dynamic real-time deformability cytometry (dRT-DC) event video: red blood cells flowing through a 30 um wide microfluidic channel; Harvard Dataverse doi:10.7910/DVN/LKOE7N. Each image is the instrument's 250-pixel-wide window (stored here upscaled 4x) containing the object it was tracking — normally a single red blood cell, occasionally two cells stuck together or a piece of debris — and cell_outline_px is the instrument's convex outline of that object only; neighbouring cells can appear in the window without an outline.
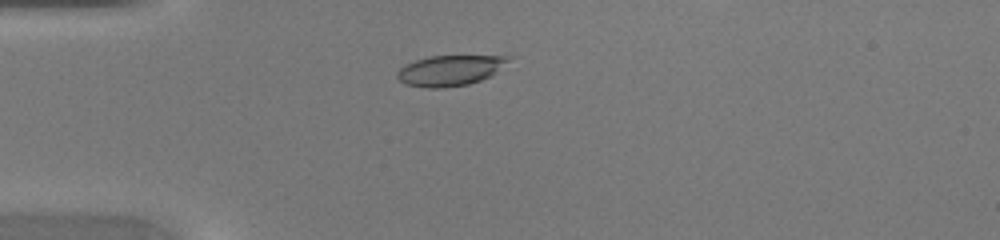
{"species": "common noctule bat (a hibernating species)", "species_latin": "Nyctalus noctula", "temperature_condition": "warm", "stored_images_in_passage": 31, "camera_frame_rate_fps": 3000, "um_per_image_px": 0.085, "animal": {"sex": "female", "body_mass_g": 20.0, "forearm_length_mm": 54.0}, "frame": {"image": 1, "passage_image": 1, "time_ms": 0.0, "image_size_px": [1000, 240], "cell_outline_px": [[512, 56], [496, 72], [480, 80], [468, 84], [444, 88], [424, 88], [404, 84], [396, 76], [396, 72], [404, 64], [428, 56]], "centroid_in_image_um": [38.17, 6.0], "position_along_channel_um": 46.8, "area_um2": 19.65}}
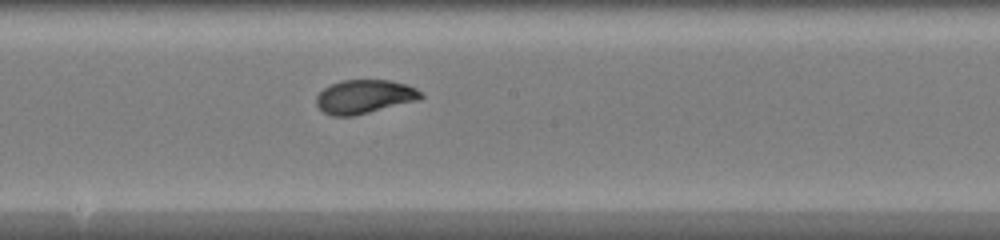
{"frame": {"image": 2, "passage_image": 14, "time_ms": 4.333, "image_size_px": [1000, 240], "cell_outline_px": [[424, 96], [420, 100], [352, 116], [332, 116], [324, 112], [316, 104], [316, 96], [324, 88], [340, 80], [388, 80], [404, 84], [416, 88], [424, 92]], "centroid_in_image_um": [31.0, 8.21], "position_along_channel_um": 217.2, "area_um2": 20.58}}
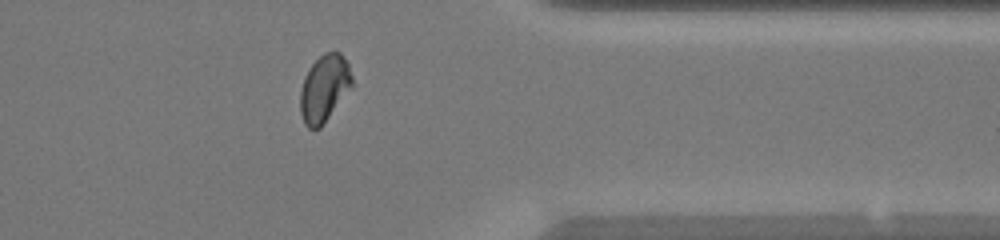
{"frame": {"image": 3, "passage_image": 26, "time_ms": 8.333, "image_size_px": [1000, 240], "cell_outline_px": [[352, 88], [320, 128], [308, 128], [304, 124], [300, 112], [300, 92], [304, 76], [308, 68], [324, 52], [340, 52], [348, 64], [352, 76]], "centroid_in_image_um": [27.56, 7.51], "position_along_channel_um": 383.8, "area_um2": 20.29}}